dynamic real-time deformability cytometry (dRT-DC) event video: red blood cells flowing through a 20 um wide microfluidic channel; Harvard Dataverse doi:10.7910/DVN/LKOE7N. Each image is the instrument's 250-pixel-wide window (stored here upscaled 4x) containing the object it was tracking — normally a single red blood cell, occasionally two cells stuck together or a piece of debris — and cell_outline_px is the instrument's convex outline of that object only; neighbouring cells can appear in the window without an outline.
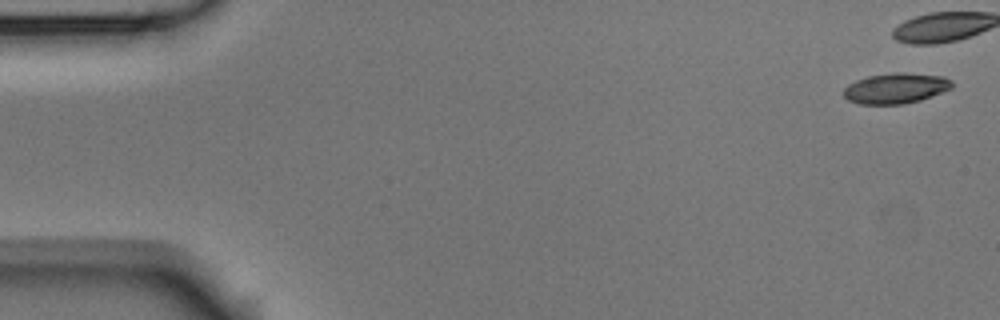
{"species": "Egyptian fruit bat (a non-hibernating species)", "species_latin": "Rousettus aegyptiacus", "temperature_condition": "room temperature", "stored_images_in_passage": 5, "camera_frame_rate_fps": 3000, "um_per_image_px": 0.085, "animal": {"sex": "male"}, "frame": {"image": 1, "passage_image": 1, "time_ms": 0.0, "image_size_px": [1000, 320], "cell_outline_px": [[952, 88], [920, 100], [904, 104], [860, 104], [848, 100], [844, 96], [844, 88], [848, 84], [856, 80], [868, 76], [892, 72], [904, 72], [944, 76], [952, 80]], "centroid_in_image_um": [76.14, 7.49], "position_along_channel_um": 8.9, "area_um2": 19.31}}